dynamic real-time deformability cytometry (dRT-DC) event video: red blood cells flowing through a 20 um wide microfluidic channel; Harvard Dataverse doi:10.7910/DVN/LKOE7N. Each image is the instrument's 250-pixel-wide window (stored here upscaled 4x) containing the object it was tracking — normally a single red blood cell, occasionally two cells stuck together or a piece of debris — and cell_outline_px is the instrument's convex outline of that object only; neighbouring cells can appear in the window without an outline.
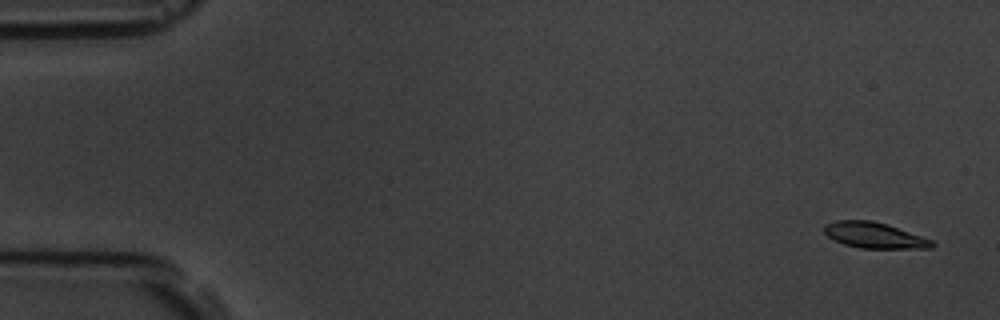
{"species": "common noctule bat (a hibernating species)", "species_latin": "Nyctalus noctula", "temperature_condition": "room temperature", "stored_images_in_passage": 6, "segment_of_instrument_passage": [2, 2], "camera_frame_rate_fps": 3000, "um_per_image_px": 0.085, "animal": {"sex": "male", "body_mass_g": 19.5, "forearm_length_mm": 54.6}, "frame": {"image": 1, "passage_image": 6, "time_ms": 6.667, "image_size_px": [1000, 320], "cell_outline_px": [[936, 244], [932, 248], [860, 248], [844, 244], [828, 236], [824, 232], [824, 224], [836, 220], [872, 220], [888, 224], [932, 240]], "centroid_in_image_um": [74.32, 19.99], "position_along_channel_um": 10.7, "area_um2": 16.18}}